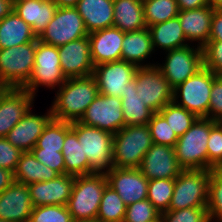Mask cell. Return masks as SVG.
Here are the masks:
<instances>
[{
  "mask_svg": "<svg viewBox=\"0 0 222 222\" xmlns=\"http://www.w3.org/2000/svg\"><path fill=\"white\" fill-rule=\"evenodd\" d=\"M37 38L31 26L13 10L0 20V49L29 43Z\"/></svg>",
  "mask_w": 222,
  "mask_h": 222,
  "instance_id": "29",
  "label": "cell"
},
{
  "mask_svg": "<svg viewBox=\"0 0 222 222\" xmlns=\"http://www.w3.org/2000/svg\"><path fill=\"white\" fill-rule=\"evenodd\" d=\"M74 181V175L62 174L49 181L35 182L27 185L33 207L67 205Z\"/></svg>",
  "mask_w": 222,
  "mask_h": 222,
  "instance_id": "20",
  "label": "cell"
},
{
  "mask_svg": "<svg viewBox=\"0 0 222 222\" xmlns=\"http://www.w3.org/2000/svg\"><path fill=\"white\" fill-rule=\"evenodd\" d=\"M37 39L18 46L0 49V86L23 88L34 68Z\"/></svg>",
  "mask_w": 222,
  "mask_h": 222,
  "instance_id": "6",
  "label": "cell"
},
{
  "mask_svg": "<svg viewBox=\"0 0 222 222\" xmlns=\"http://www.w3.org/2000/svg\"><path fill=\"white\" fill-rule=\"evenodd\" d=\"M13 10L10 0H0V20Z\"/></svg>",
  "mask_w": 222,
  "mask_h": 222,
  "instance_id": "51",
  "label": "cell"
},
{
  "mask_svg": "<svg viewBox=\"0 0 222 222\" xmlns=\"http://www.w3.org/2000/svg\"><path fill=\"white\" fill-rule=\"evenodd\" d=\"M214 9L204 6L198 9L179 11L178 18L187 42L203 48L209 40Z\"/></svg>",
  "mask_w": 222,
  "mask_h": 222,
  "instance_id": "23",
  "label": "cell"
},
{
  "mask_svg": "<svg viewBox=\"0 0 222 222\" xmlns=\"http://www.w3.org/2000/svg\"><path fill=\"white\" fill-rule=\"evenodd\" d=\"M14 181V172L0 167V194L6 190Z\"/></svg>",
  "mask_w": 222,
  "mask_h": 222,
  "instance_id": "50",
  "label": "cell"
},
{
  "mask_svg": "<svg viewBox=\"0 0 222 222\" xmlns=\"http://www.w3.org/2000/svg\"><path fill=\"white\" fill-rule=\"evenodd\" d=\"M57 7H75L79 0H52Z\"/></svg>",
  "mask_w": 222,
  "mask_h": 222,
  "instance_id": "52",
  "label": "cell"
},
{
  "mask_svg": "<svg viewBox=\"0 0 222 222\" xmlns=\"http://www.w3.org/2000/svg\"><path fill=\"white\" fill-rule=\"evenodd\" d=\"M108 185L105 173L75 176L67 208L73 220L97 217L103 192Z\"/></svg>",
  "mask_w": 222,
  "mask_h": 222,
  "instance_id": "4",
  "label": "cell"
},
{
  "mask_svg": "<svg viewBox=\"0 0 222 222\" xmlns=\"http://www.w3.org/2000/svg\"><path fill=\"white\" fill-rule=\"evenodd\" d=\"M113 27L125 33L146 28L143 0H113Z\"/></svg>",
  "mask_w": 222,
  "mask_h": 222,
  "instance_id": "28",
  "label": "cell"
},
{
  "mask_svg": "<svg viewBox=\"0 0 222 222\" xmlns=\"http://www.w3.org/2000/svg\"><path fill=\"white\" fill-rule=\"evenodd\" d=\"M124 33L119 28L109 27L88 34L94 66L121 60Z\"/></svg>",
  "mask_w": 222,
  "mask_h": 222,
  "instance_id": "22",
  "label": "cell"
},
{
  "mask_svg": "<svg viewBox=\"0 0 222 222\" xmlns=\"http://www.w3.org/2000/svg\"><path fill=\"white\" fill-rule=\"evenodd\" d=\"M175 179H152L148 183L147 199L160 212L168 211L170 206Z\"/></svg>",
  "mask_w": 222,
  "mask_h": 222,
  "instance_id": "37",
  "label": "cell"
},
{
  "mask_svg": "<svg viewBox=\"0 0 222 222\" xmlns=\"http://www.w3.org/2000/svg\"><path fill=\"white\" fill-rule=\"evenodd\" d=\"M59 174L49 166L39 162L32 152H23L14 171L16 182L29 185L35 182L49 181Z\"/></svg>",
  "mask_w": 222,
  "mask_h": 222,
  "instance_id": "31",
  "label": "cell"
},
{
  "mask_svg": "<svg viewBox=\"0 0 222 222\" xmlns=\"http://www.w3.org/2000/svg\"><path fill=\"white\" fill-rule=\"evenodd\" d=\"M149 29L155 52L161 53L188 45L180 20L177 17L147 27ZM163 50V51H162Z\"/></svg>",
  "mask_w": 222,
  "mask_h": 222,
  "instance_id": "27",
  "label": "cell"
},
{
  "mask_svg": "<svg viewBox=\"0 0 222 222\" xmlns=\"http://www.w3.org/2000/svg\"><path fill=\"white\" fill-rule=\"evenodd\" d=\"M208 119L220 121L222 119V76H216L213 80Z\"/></svg>",
  "mask_w": 222,
  "mask_h": 222,
  "instance_id": "47",
  "label": "cell"
},
{
  "mask_svg": "<svg viewBox=\"0 0 222 222\" xmlns=\"http://www.w3.org/2000/svg\"><path fill=\"white\" fill-rule=\"evenodd\" d=\"M159 113L166 119L177 137L182 136L198 118L194 113L177 105L173 101L166 104Z\"/></svg>",
  "mask_w": 222,
  "mask_h": 222,
  "instance_id": "36",
  "label": "cell"
},
{
  "mask_svg": "<svg viewBox=\"0 0 222 222\" xmlns=\"http://www.w3.org/2000/svg\"><path fill=\"white\" fill-rule=\"evenodd\" d=\"M84 22L75 7H58L53 19L38 35V40L60 47L88 36Z\"/></svg>",
  "mask_w": 222,
  "mask_h": 222,
  "instance_id": "11",
  "label": "cell"
},
{
  "mask_svg": "<svg viewBox=\"0 0 222 222\" xmlns=\"http://www.w3.org/2000/svg\"><path fill=\"white\" fill-rule=\"evenodd\" d=\"M4 88H5V87H1V86H0V92H1Z\"/></svg>",
  "mask_w": 222,
  "mask_h": 222,
  "instance_id": "56",
  "label": "cell"
},
{
  "mask_svg": "<svg viewBox=\"0 0 222 222\" xmlns=\"http://www.w3.org/2000/svg\"><path fill=\"white\" fill-rule=\"evenodd\" d=\"M155 53L149 29L126 32L122 41L121 60L132 63L137 67L156 65L149 60ZM149 58V60H148Z\"/></svg>",
  "mask_w": 222,
  "mask_h": 222,
  "instance_id": "24",
  "label": "cell"
},
{
  "mask_svg": "<svg viewBox=\"0 0 222 222\" xmlns=\"http://www.w3.org/2000/svg\"><path fill=\"white\" fill-rule=\"evenodd\" d=\"M126 205L118 193L109 185L106 186L97 214L102 222H123Z\"/></svg>",
  "mask_w": 222,
  "mask_h": 222,
  "instance_id": "35",
  "label": "cell"
},
{
  "mask_svg": "<svg viewBox=\"0 0 222 222\" xmlns=\"http://www.w3.org/2000/svg\"><path fill=\"white\" fill-rule=\"evenodd\" d=\"M137 69L136 65L123 60L96 65L92 75L99 94L121 97L127 91L126 84L134 78Z\"/></svg>",
  "mask_w": 222,
  "mask_h": 222,
  "instance_id": "14",
  "label": "cell"
},
{
  "mask_svg": "<svg viewBox=\"0 0 222 222\" xmlns=\"http://www.w3.org/2000/svg\"><path fill=\"white\" fill-rule=\"evenodd\" d=\"M126 86L128 89L121 96L125 126L148 124L155 112L143 103L137 94L135 77Z\"/></svg>",
  "mask_w": 222,
  "mask_h": 222,
  "instance_id": "30",
  "label": "cell"
},
{
  "mask_svg": "<svg viewBox=\"0 0 222 222\" xmlns=\"http://www.w3.org/2000/svg\"><path fill=\"white\" fill-rule=\"evenodd\" d=\"M162 222H210L207 207H193L161 213Z\"/></svg>",
  "mask_w": 222,
  "mask_h": 222,
  "instance_id": "42",
  "label": "cell"
},
{
  "mask_svg": "<svg viewBox=\"0 0 222 222\" xmlns=\"http://www.w3.org/2000/svg\"><path fill=\"white\" fill-rule=\"evenodd\" d=\"M33 203L28 186L14 181L0 194V220L28 222Z\"/></svg>",
  "mask_w": 222,
  "mask_h": 222,
  "instance_id": "21",
  "label": "cell"
},
{
  "mask_svg": "<svg viewBox=\"0 0 222 222\" xmlns=\"http://www.w3.org/2000/svg\"><path fill=\"white\" fill-rule=\"evenodd\" d=\"M208 41H222V10H214Z\"/></svg>",
  "mask_w": 222,
  "mask_h": 222,
  "instance_id": "48",
  "label": "cell"
},
{
  "mask_svg": "<svg viewBox=\"0 0 222 222\" xmlns=\"http://www.w3.org/2000/svg\"><path fill=\"white\" fill-rule=\"evenodd\" d=\"M105 174L108 185L118 193L126 206L147 199L149 180L139 168L112 167Z\"/></svg>",
  "mask_w": 222,
  "mask_h": 222,
  "instance_id": "15",
  "label": "cell"
},
{
  "mask_svg": "<svg viewBox=\"0 0 222 222\" xmlns=\"http://www.w3.org/2000/svg\"><path fill=\"white\" fill-rule=\"evenodd\" d=\"M148 179H175L184 169L178 163L174 147L153 144L139 167Z\"/></svg>",
  "mask_w": 222,
  "mask_h": 222,
  "instance_id": "16",
  "label": "cell"
},
{
  "mask_svg": "<svg viewBox=\"0 0 222 222\" xmlns=\"http://www.w3.org/2000/svg\"><path fill=\"white\" fill-rule=\"evenodd\" d=\"M160 218L161 213L148 199H144L126 206L123 222H155Z\"/></svg>",
  "mask_w": 222,
  "mask_h": 222,
  "instance_id": "40",
  "label": "cell"
},
{
  "mask_svg": "<svg viewBox=\"0 0 222 222\" xmlns=\"http://www.w3.org/2000/svg\"><path fill=\"white\" fill-rule=\"evenodd\" d=\"M205 117H198L174 146L180 166L186 170H208L207 142L211 128L217 123Z\"/></svg>",
  "mask_w": 222,
  "mask_h": 222,
  "instance_id": "2",
  "label": "cell"
},
{
  "mask_svg": "<svg viewBox=\"0 0 222 222\" xmlns=\"http://www.w3.org/2000/svg\"><path fill=\"white\" fill-rule=\"evenodd\" d=\"M32 106L24 117L7 133L6 140L22 152H31L37 139L42 134L48 122L53 118L51 108L46 113L33 112Z\"/></svg>",
  "mask_w": 222,
  "mask_h": 222,
  "instance_id": "18",
  "label": "cell"
},
{
  "mask_svg": "<svg viewBox=\"0 0 222 222\" xmlns=\"http://www.w3.org/2000/svg\"><path fill=\"white\" fill-rule=\"evenodd\" d=\"M71 130V123L52 118L40 137L37 139L34 148H44L45 150L62 151L65 135Z\"/></svg>",
  "mask_w": 222,
  "mask_h": 222,
  "instance_id": "34",
  "label": "cell"
},
{
  "mask_svg": "<svg viewBox=\"0 0 222 222\" xmlns=\"http://www.w3.org/2000/svg\"><path fill=\"white\" fill-rule=\"evenodd\" d=\"M23 152L14 147L5 137H0V167L15 171Z\"/></svg>",
  "mask_w": 222,
  "mask_h": 222,
  "instance_id": "46",
  "label": "cell"
},
{
  "mask_svg": "<svg viewBox=\"0 0 222 222\" xmlns=\"http://www.w3.org/2000/svg\"><path fill=\"white\" fill-rule=\"evenodd\" d=\"M204 67L222 76V41H208L203 47Z\"/></svg>",
  "mask_w": 222,
  "mask_h": 222,
  "instance_id": "44",
  "label": "cell"
},
{
  "mask_svg": "<svg viewBox=\"0 0 222 222\" xmlns=\"http://www.w3.org/2000/svg\"><path fill=\"white\" fill-rule=\"evenodd\" d=\"M57 8L52 0H34L14 5L13 11L31 26L38 37L53 19Z\"/></svg>",
  "mask_w": 222,
  "mask_h": 222,
  "instance_id": "26",
  "label": "cell"
},
{
  "mask_svg": "<svg viewBox=\"0 0 222 222\" xmlns=\"http://www.w3.org/2000/svg\"><path fill=\"white\" fill-rule=\"evenodd\" d=\"M60 66L66 78L85 77L93 74L89 37L71 41L58 47Z\"/></svg>",
  "mask_w": 222,
  "mask_h": 222,
  "instance_id": "19",
  "label": "cell"
},
{
  "mask_svg": "<svg viewBox=\"0 0 222 222\" xmlns=\"http://www.w3.org/2000/svg\"><path fill=\"white\" fill-rule=\"evenodd\" d=\"M216 76L212 70L203 67L174 88L173 102L197 117L207 118L212 84Z\"/></svg>",
  "mask_w": 222,
  "mask_h": 222,
  "instance_id": "8",
  "label": "cell"
},
{
  "mask_svg": "<svg viewBox=\"0 0 222 222\" xmlns=\"http://www.w3.org/2000/svg\"><path fill=\"white\" fill-rule=\"evenodd\" d=\"M54 92L50 106L53 118L69 123L80 121L87 107L99 94L93 75L67 78Z\"/></svg>",
  "mask_w": 222,
  "mask_h": 222,
  "instance_id": "1",
  "label": "cell"
},
{
  "mask_svg": "<svg viewBox=\"0 0 222 222\" xmlns=\"http://www.w3.org/2000/svg\"><path fill=\"white\" fill-rule=\"evenodd\" d=\"M75 8L88 33L113 27V0H79Z\"/></svg>",
  "mask_w": 222,
  "mask_h": 222,
  "instance_id": "25",
  "label": "cell"
},
{
  "mask_svg": "<svg viewBox=\"0 0 222 222\" xmlns=\"http://www.w3.org/2000/svg\"><path fill=\"white\" fill-rule=\"evenodd\" d=\"M72 215L66 205L33 207L28 222H72Z\"/></svg>",
  "mask_w": 222,
  "mask_h": 222,
  "instance_id": "41",
  "label": "cell"
},
{
  "mask_svg": "<svg viewBox=\"0 0 222 222\" xmlns=\"http://www.w3.org/2000/svg\"><path fill=\"white\" fill-rule=\"evenodd\" d=\"M179 10H192L209 6L208 0H177Z\"/></svg>",
  "mask_w": 222,
  "mask_h": 222,
  "instance_id": "49",
  "label": "cell"
},
{
  "mask_svg": "<svg viewBox=\"0 0 222 222\" xmlns=\"http://www.w3.org/2000/svg\"><path fill=\"white\" fill-rule=\"evenodd\" d=\"M207 150L208 170L222 169V124L219 121L210 130Z\"/></svg>",
  "mask_w": 222,
  "mask_h": 222,
  "instance_id": "43",
  "label": "cell"
},
{
  "mask_svg": "<svg viewBox=\"0 0 222 222\" xmlns=\"http://www.w3.org/2000/svg\"><path fill=\"white\" fill-rule=\"evenodd\" d=\"M31 152L39 162L49 166L59 175L65 174V162L62 152L45 150L44 148H33Z\"/></svg>",
  "mask_w": 222,
  "mask_h": 222,
  "instance_id": "45",
  "label": "cell"
},
{
  "mask_svg": "<svg viewBox=\"0 0 222 222\" xmlns=\"http://www.w3.org/2000/svg\"><path fill=\"white\" fill-rule=\"evenodd\" d=\"M143 10L147 27L175 18L180 11L177 0H143Z\"/></svg>",
  "mask_w": 222,
  "mask_h": 222,
  "instance_id": "33",
  "label": "cell"
},
{
  "mask_svg": "<svg viewBox=\"0 0 222 222\" xmlns=\"http://www.w3.org/2000/svg\"><path fill=\"white\" fill-rule=\"evenodd\" d=\"M72 222H102V221L98 218H94V219H86V220H73Z\"/></svg>",
  "mask_w": 222,
  "mask_h": 222,
  "instance_id": "54",
  "label": "cell"
},
{
  "mask_svg": "<svg viewBox=\"0 0 222 222\" xmlns=\"http://www.w3.org/2000/svg\"><path fill=\"white\" fill-rule=\"evenodd\" d=\"M210 170H183L176 178L168 211L207 207Z\"/></svg>",
  "mask_w": 222,
  "mask_h": 222,
  "instance_id": "9",
  "label": "cell"
},
{
  "mask_svg": "<svg viewBox=\"0 0 222 222\" xmlns=\"http://www.w3.org/2000/svg\"><path fill=\"white\" fill-rule=\"evenodd\" d=\"M61 152L65 162V174L89 175L88 158L84 155L82 144H80L77 134L72 129L65 135Z\"/></svg>",
  "mask_w": 222,
  "mask_h": 222,
  "instance_id": "32",
  "label": "cell"
},
{
  "mask_svg": "<svg viewBox=\"0 0 222 222\" xmlns=\"http://www.w3.org/2000/svg\"><path fill=\"white\" fill-rule=\"evenodd\" d=\"M207 209L210 222H222V169L210 171Z\"/></svg>",
  "mask_w": 222,
  "mask_h": 222,
  "instance_id": "38",
  "label": "cell"
},
{
  "mask_svg": "<svg viewBox=\"0 0 222 222\" xmlns=\"http://www.w3.org/2000/svg\"><path fill=\"white\" fill-rule=\"evenodd\" d=\"M34 102L35 97L23 88H4L0 92V137H6Z\"/></svg>",
  "mask_w": 222,
  "mask_h": 222,
  "instance_id": "17",
  "label": "cell"
},
{
  "mask_svg": "<svg viewBox=\"0 0 222 222\" xmlns=\"http://www.w3.org/2000/svg\"><path fill=\"white\" fill-rule=\"evenodd\" d=\"M66 80L60 66L58 47L43 43L37 38L33 72L23 89L37 99L39 87L55 91Z\"/></svg>",
  "mask_w": 222,
  "mask_h": 222,
  "instance_id": "7",
  "label": "cell"
},
{
  "mask_svg": "<svg viewBox=\"0 0 222 222\" xmlns=\"http://www.w3.org/2000/svg\"><path fill=\"white\" fill-rule=\"evenodd\" d=\"M79 122L112 134L117 133L125 126L121 97L98 94Z\"/></svg>",
  "mask_w": 222,
  "mask_h": 222,
  "instance_id": "13",
  "label": "cell"
},
{
  "mask_svg": "<svg viewBox=\"0 0 222 222\" xmlns=\"http://www.w3.org/2000/svg\"><path fill=\"white\" fill-rule=\"evenodd\" d=\"M208 2L214 10H222V0H208Z\"/></svg>",
  "mask_w": 222,
  "mask_h": 222,
  "instance_id": "53",
  "label": "cell"
},
{
  "mask_svg": "<svg viewBox=\"0 0 222 222\" xmlns=\"http://www.w3.org/2000/svg\"><path fill=\"white\" fill-rule=\"evenodd\" d=\"M71 129L77 134L83 153L88 158L89 174L109 171L113 167V134L79 121L72 122Z\"/></svg>",
  "mask_w": 222,
  "mask_h": 222,
  "instance_id": "5",
  "label": "cell"
},
{
  "mask_svg": "<svg viewBox=\"0 0 222 222\" xmlns=\"http://www.w3.org/2000/svg\"><path fill=\"white\" fill-rule=\"evenodd\" d=\"M134 77L137 94L155 113L173 101L174 88L156 65L138 67Z\"/></svg>",
  "mask_w": 222,
  "mask_h": 222,
  "instance_id": "12",
  "label": "cell"
},
{
  "mask_svg": "<svg viewBox=\"0 0 222 222\" xmlns=\"http://www.w3.org/2000/svg\"><path fill=\"white\" fill-rule=\"evenodd\" d=\"M153 144L148 124L124 126L113 134V167L139 168Z\"/></svg>",
  "mask_w": 222,
  "mask_h": 222,
  "instance_id": "3",
  "label": "cell"
},
{
  "mask_svg": "<svg viewBox=\"0 0 222 222\" xmlns=\"http://www.w3.org/2000/svg\"><path fill=\"white\" fill-rule=\"evenodd\" d=\"M154 144L174 147L178 137L171 129L166 119L159 113L153 114L148 123Z\"/></svg>",
  "mask_w": 222,
  "mask_h": 222,
  "instance_id": "39",
  "label": "cell"
},
{
  "mask_svg": "<svg viewBox=\"0 0 222 222\" xmlns=\"http://www.w3.org/2000/svg\"><path fill=\"white\" fill-rule=\"evenodd\" d=\"M165 57L156 66L168 83L175 88L204 67L203 48L188 44L164 53ZM159 62V63H158Z\"/></svg>",
  "mask_w": 222,
  "mask_h": 222,
  "instance_id": "10",
  "label": "cell"
},
{
  "mask_svg": "<svg viewBox=\"0 0 222 222\" xmlns=\"http://www.w3.org/2000/svg\"><path fill=\"white\" fill-rule=\"evenodd\" d=\"M10 1H11V4H12V7H13L16 4L27 2V1H34V0H10Z\"/></svg>",
  "mask_w": 222,
  "mask_h": 222,
  "instance_id": "55",
  "label": "cell"
}]
</instances>
